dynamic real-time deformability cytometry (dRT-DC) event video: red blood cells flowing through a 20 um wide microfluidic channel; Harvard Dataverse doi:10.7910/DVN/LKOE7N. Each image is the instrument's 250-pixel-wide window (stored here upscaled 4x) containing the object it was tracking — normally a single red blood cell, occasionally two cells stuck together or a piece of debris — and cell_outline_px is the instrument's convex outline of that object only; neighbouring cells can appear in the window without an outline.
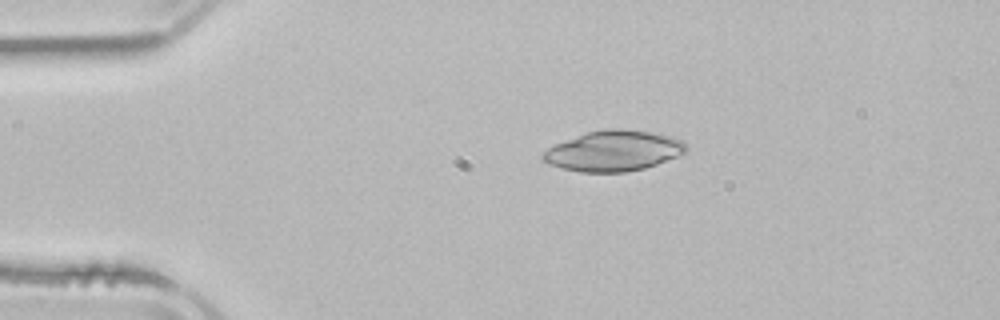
{"species": "common noctule bat (a hibernating species)", "species_latin": "Nyctalus noctula", "temperature_condition": "room temperature", "stored_images_in_passage": 2, "camera_frame_rate_fps": 3000, "um_per_image_px": 0.085, "animal": {"sex": "male", "body_mass_g": 21.5, "forearm_length_mm": 52.0}, "frame": {"image": 1, "passage_image": 1, "time_ms": 0.0, "image_size_px": [1000, 320], "cell_outline_px": [[688, 152], [656, 164], [644, 168], [624, 172], [580, 172], [560, 168], [548, 164], [540, 160], [540, 152], [556, 144], [588, 132], [604, 128], [620, 128], [648, 132], [672, 136], [684, 140], [688, 148]], "centroid_in_image_um": [52.14, 12.83], "position_along_channel_um": 32.9, "area_um2": 33.99}}